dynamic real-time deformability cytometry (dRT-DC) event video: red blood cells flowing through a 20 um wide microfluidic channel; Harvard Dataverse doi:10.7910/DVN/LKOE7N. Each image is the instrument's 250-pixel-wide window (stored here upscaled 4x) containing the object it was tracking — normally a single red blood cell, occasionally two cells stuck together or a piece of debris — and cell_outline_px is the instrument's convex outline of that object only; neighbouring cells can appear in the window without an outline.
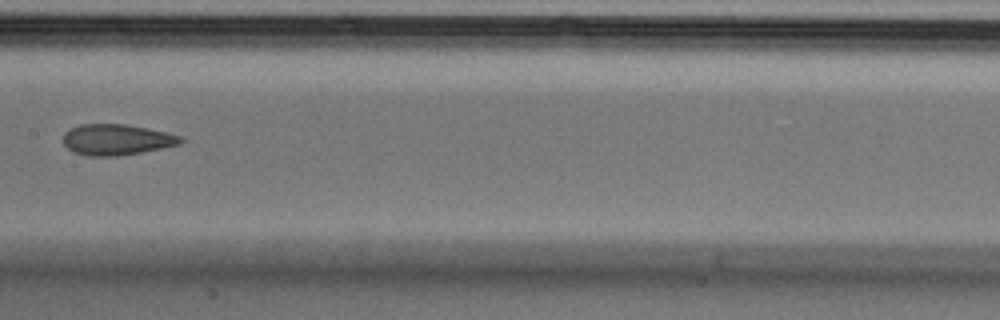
{"species": "Egyptian fruit bat (a non-hibernating species)", "species_latin": "Rousettus aegyptiacus", "temperature_condition": "cold", "stored_images_in_passage": 8, "camera_frame_rate_fps": 3000, "um_per_image_px": 0.085, "animal": {"sex": "male"}, "frame": {"image": 1, "passage_image": 7, "time_ms": 2.0, "image_size_px": [1000, 320], "cell_outline_px": [[184, 140], [180, 144], [140, 152], [116, 156], [88, 156], [72, 152], [64, 144], [64, 132], [80, 124], [124, 124], [148, 128], [184, 136]], "centroid_in_image_um": [9.92, 11.86], "position_along_channel_um": 197.5, "area_um2": 21.1}}
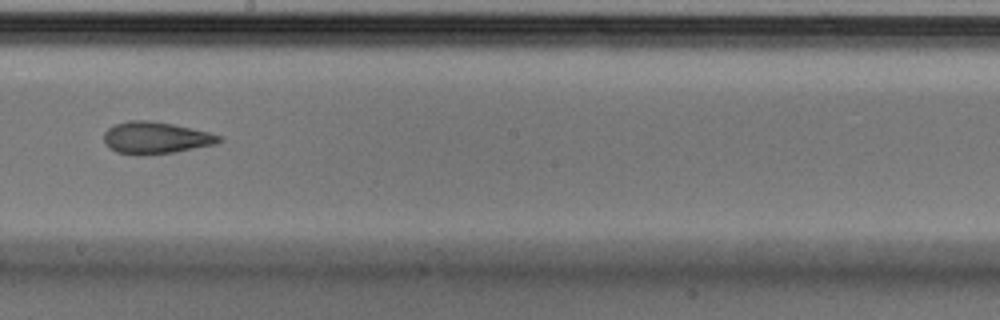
{"frame": {"image": 2, "passage_image": 8, "time_ms": 2.333, "image_size_px": [1000, 320], "cell_outline_px": [[224, 140], [216, 144], [176, 152], [140, 156], [136, 156], [116, 152], [108, 148], [104, 140], [104, 132], [108, 128], [116, 124], [128, 120], [148, 120], [172, 124], [208, 132], [224, 136]], "centroid_in_image_um": [13.24, 11.73], "position_along_channel_um": 235.0, "area_um2": 21.73}}